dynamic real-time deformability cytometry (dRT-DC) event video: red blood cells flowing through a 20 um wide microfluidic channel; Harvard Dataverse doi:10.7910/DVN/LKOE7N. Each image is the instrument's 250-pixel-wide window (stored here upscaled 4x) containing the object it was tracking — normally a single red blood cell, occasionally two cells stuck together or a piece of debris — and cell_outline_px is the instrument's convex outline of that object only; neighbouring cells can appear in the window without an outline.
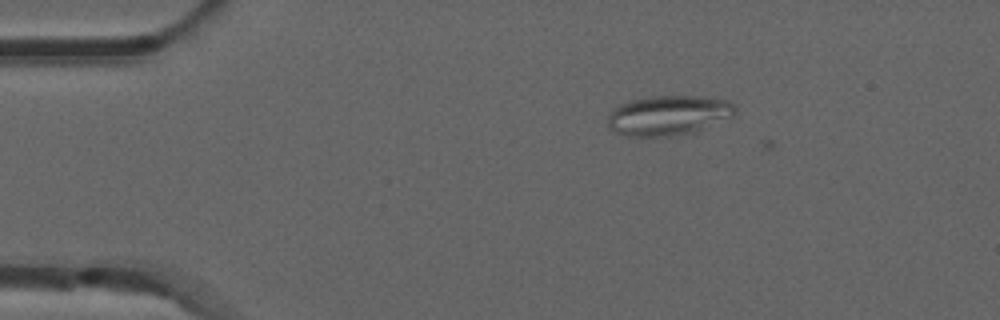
{"species": "common noctule bat (a hibernating species)", "species_latin": "Nyctalus noctula", "temperature_condition": "room temperature", "stored_images_in_passage": 8, "camera_frame_rate_fps": 3000, "um_per_image_px": 0.085, "animal": {"sex": "male", "forearm_length_mm": 52.5}, "frame": {"image": 1, "passage_image": 5, "time_ms": 1.333, "image_size_px": [1000, 320], "cell_outline_px": [[736, 116], [696, 132], [668, 136], [628, 136], [616, 132], [608, 128], [608, 116], [620, 104], [632, 100], [652, 96], [696, 96], [728, 100], [736, 108]], "centroid_in_image_um": [56.87, 9.81], "position_along_channel_um": 28.1, "area_um2": 29.65}}